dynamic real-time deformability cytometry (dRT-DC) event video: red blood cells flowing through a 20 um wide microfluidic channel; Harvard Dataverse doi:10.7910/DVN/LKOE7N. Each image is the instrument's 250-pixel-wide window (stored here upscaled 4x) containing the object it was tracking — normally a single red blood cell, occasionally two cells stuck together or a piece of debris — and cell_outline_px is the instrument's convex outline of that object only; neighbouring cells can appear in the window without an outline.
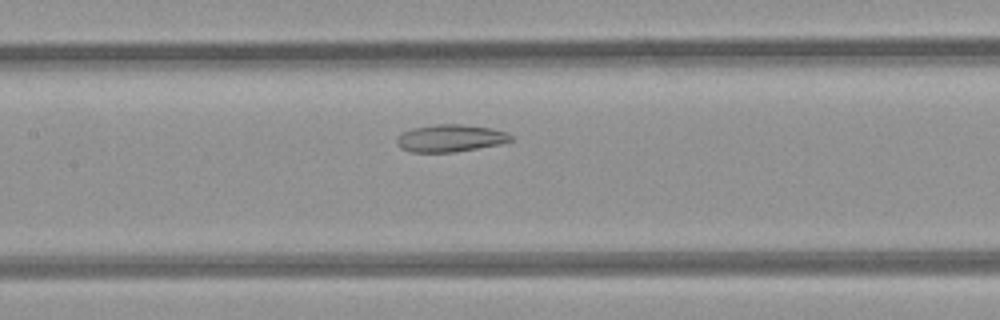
{"species": "common noctule bat (a hibernating species)", "species_latin": "Nyctalus noctula", "temperature_condition": "room temperature", "stored_images_in_passage": 8, "camera_frame_rate_fps": 3000, "um_per_image_px": 0.085, "animal": {"sex": "female", "body_mass_g": 21.9}, "frame": {"image": 1, "passage_image": 8, "time_ms": 2.333, "image_size_px": [1000, 320], "cell_outline_px": [[516, 140], [500, 144], [452, 152], [412, 152], [400, 148], [396, 140], [404, 132], [412, 128], [436, 124], [460, 124], [492, 128], [508, 132]], "centroid_in_image_um": [38.33, 11.74], "position_along_channel_um": 169.1, "area_um2": 18.09}}